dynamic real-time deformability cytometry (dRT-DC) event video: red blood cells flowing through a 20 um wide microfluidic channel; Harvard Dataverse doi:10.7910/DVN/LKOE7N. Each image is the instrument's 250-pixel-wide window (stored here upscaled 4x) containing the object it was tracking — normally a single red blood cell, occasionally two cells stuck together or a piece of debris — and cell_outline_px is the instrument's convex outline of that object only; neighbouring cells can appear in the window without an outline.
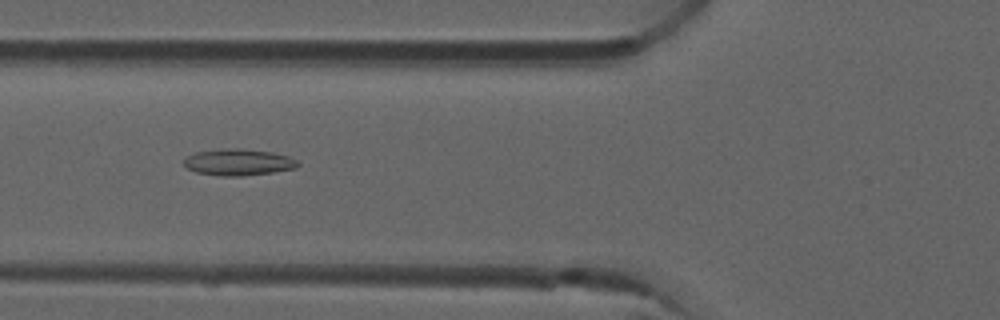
{"species": "common noctule bat (a hibernating species)", "species_latin": "Nyctalus noctula", "temperature_condition": "room temperature", "stored_images_in_passage": 52, "camera_frame_rate_fps": 3000, "um_per_image_px": 0.085, "animal": {"sex": "male", "forearm_length_mm": 52.5}, "frame": {"image": 1, "passage_image": 20, "time_ms": 6.333, "image_size_px": [1000, 320], "cell_outline_px": [[300, 164], [296, 168], [272, 172], [240, 176], [220, 176], [196, 172], [188, 168], [184, 164], [184, 156], [196, 152], [228, 148], [240, 148], [272, 152], [288, 156], [296, 160]], "centroid_in_image_um": [20.24, 13.78], "position_along_channel_um": 105.6, "area_um2": 17.57}}
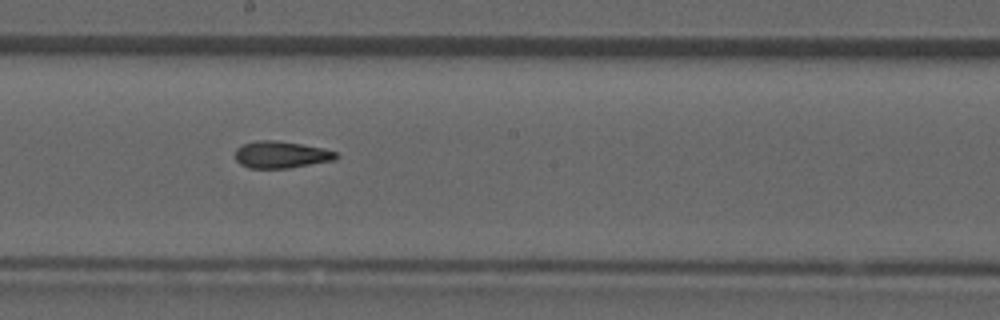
{"frame": {"image": 2, "passage_image": 29, "time_ms": 9.333, "image_size_px": [1000, 320], "cell_outline_px": [[340, 156], [336, 160], [288, 168], [248, 168], [240, 164], [236, 160], [236, 148], [244, 144], [256, 140], [276, 140], [324, 148], [336, 152]], "centroid_in_image_um": [23.91, 13.15], "position_along_channel_um": 224.3, "area_um2": 15.9}}
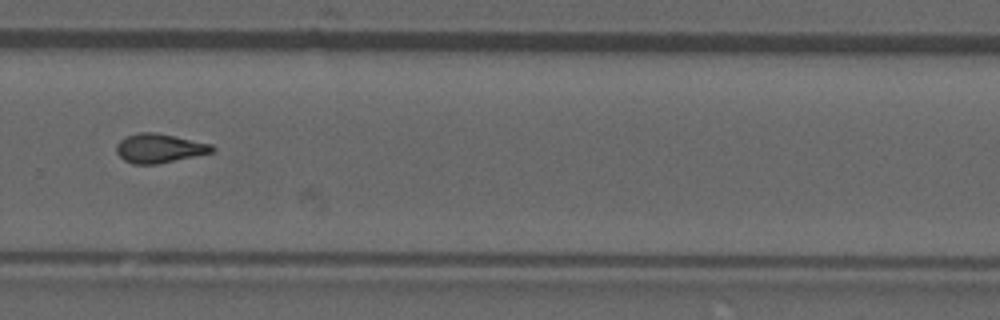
{"frame": {"image": 3, "passage_image": 36, "time_ms": 11.667, "image_size_px": [1000, 320], "cell_outline_px": [[216, 148], [212, 152], [156, 164], [132, 164], [124, 160], [116, 152], [116, 144], [120, 140], [136, 132], [156, 132], [212, 144]], "centroid_in_image_um": [13.52, 12.59], "position_along_channel_um": 316.3, "area_um2": 16.13}, "authors_computed_cell_mechanics": {"area_um2": 16.184, "velocity_mm_per_s": 3.9583, "shape_relaxation_time_tau1_ms": null, "shape_relaxation_time_tau2_ms": 3.1067, "deformation_change_tau1": null, "deformation_change_tau2": 0.1222}}